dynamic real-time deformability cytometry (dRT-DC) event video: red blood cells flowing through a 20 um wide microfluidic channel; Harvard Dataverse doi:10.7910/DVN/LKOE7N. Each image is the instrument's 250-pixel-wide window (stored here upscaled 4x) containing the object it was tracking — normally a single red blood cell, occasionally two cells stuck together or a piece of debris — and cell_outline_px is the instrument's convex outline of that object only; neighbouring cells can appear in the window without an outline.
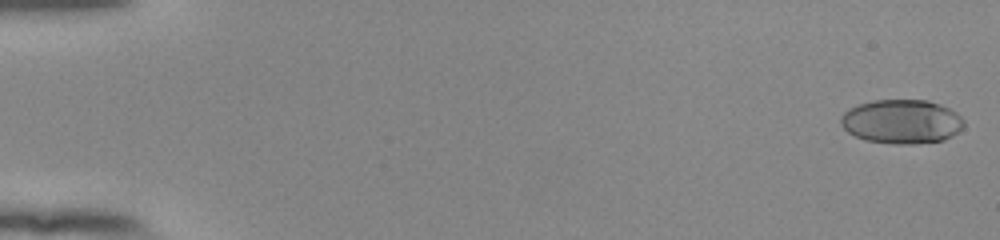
{"species": "human", "species_latin": "Homo sapiens", "temperature_condition": "room temperature", "stored_images_in_passage": 55, "camera_frame_rate_fps": 3000, "um_per_image_px": 0.085, "donor": {"sex": "female"}, "frame": {"image": 1, "passage_image": 2, "time_ms": 0.333, "image_size_px": [1000, 240], "cell_outline_px": [[964, 128], [952, 136], [944, 140], [916, 144], [892, 144], [864, 140], [848, 132], [840, 124], [840, 120], [844, 112], [848, 108], [872, 100], [928, 100], [940, 104], [956, 112], [964, 120]], "centroid_in_image_um": [76.65, 10.34], "position_along_channel_um": 8.3, "area_um2": 31.91}}
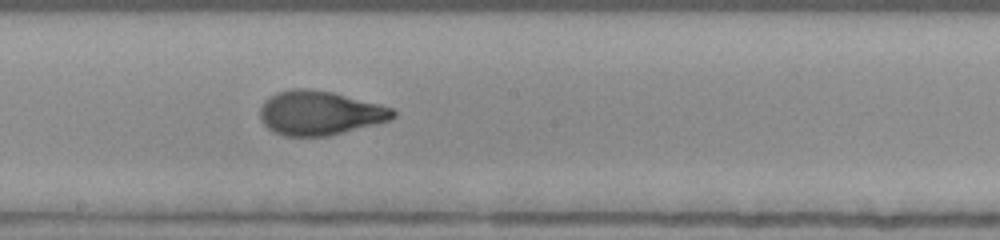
{"frame": {"image": 2, "passage_image": 32, "time_ms": 10.333, "image_size_px": [1000, 240], "cell_outline_px": [[396, 116], [392, 120], [328, 136], [284, 136], [272, 132], [260, 120], [260, 108], [264, 100], [268, 96], [276, 92], [292, 88], [308, 88], [332, 92], [380, 104], [392, 108], [396, 112]], "centroid_in_image_um": [27.16, 9.6], "position_along_channel_um": 221.0, "area_um2": 34.56}}
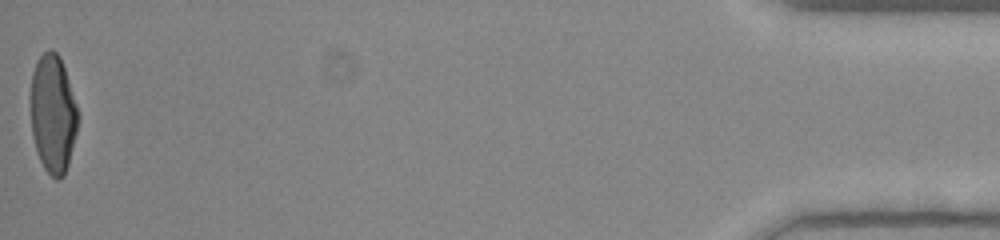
{"frame": {"image": 3, "passage_image": 55, "time_ms": 18.0, "image_size_px": [1000, 240], "cell_outline_px": [[80, 116], [68, 164], [64, 176], [60, 180], [56, 180], [44, 168], [36, 152], [32, 136], [28, 96], [32, 72], [36, 60], [48, 48], [52, 48], [60, 56]], "centroid_in_image_um": [4.46, 9.65], "position_along_channel_um": 430.7, "area_um2": 33.41}, "authors_computed_cell_mechanics": {"area_um2": 33.2928, "velocity_mm_per_s": 3.9002, "shape_relaxation_time_tau1_ms": 5.1014, "shape_relaxation_time_tau2_ms": 0.7879, "deformation_change_tau1": 0.2523, "deformation_change_tau2": 0.0694}}